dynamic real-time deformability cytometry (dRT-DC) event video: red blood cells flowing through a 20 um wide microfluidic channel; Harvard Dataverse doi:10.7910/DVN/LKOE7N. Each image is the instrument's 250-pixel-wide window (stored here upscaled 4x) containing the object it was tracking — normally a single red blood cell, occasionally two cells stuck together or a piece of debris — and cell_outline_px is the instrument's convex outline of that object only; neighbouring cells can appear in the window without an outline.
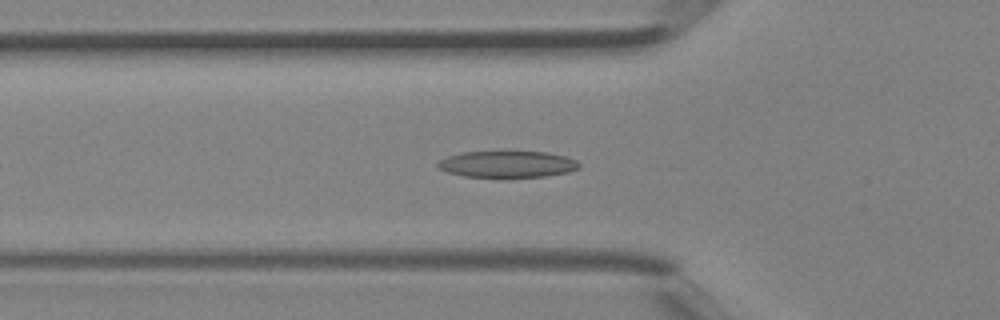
{"species": "Egyptian fruit bat (a non-hibernating species)", "species_latin": "Rousettus aegyptiacus", "temperature_condition": "room temperature", "stored_images_in_passage": 33, "camera_frame_rate_fps": 3000, "um_per_image_px": 0.085, "animal": {"sex": "female"}, "frame": {"image": 1, "passage_image": 8, "time_ms": 2.333, "image_size_px": [1000, 320], "cell_outline_px": [[580, 168], [568, 172], [544, 176], [464, 176], [448, 172], [440, 168], [436, 164], [440, 160], [448, 156], [460, 152], [548, 152], [564, 156], [576, 160], [580, 164]], "centroid_in_image_um": [43.14, 13.94], "position_along_channel_um": 82.7, "area_um2": 21.39}}
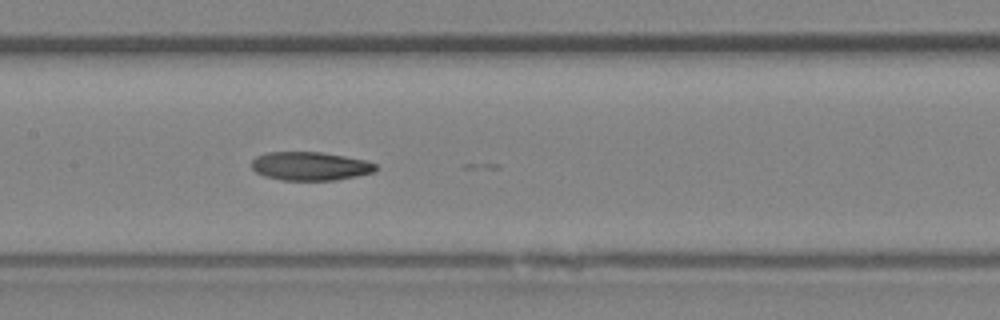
{"frame": {"image": 2, "passage_image": 14, "time_ms": 4.333, "image_size_px": [1000, 320], "cell_outline_px": [[376, 168], [372, 172], [356, 176], [336, 180], [280, 180], [264, 176], [256, 172], [252, 168], [252, 160], [256, 156], [268, 152], [320, 152], [344, 156], [364, 160], [376, 164]], "centroid_in_image_um": [26.32, 14.12], "position_along_channel_um": 181.1, "area_um2": 20.52}}
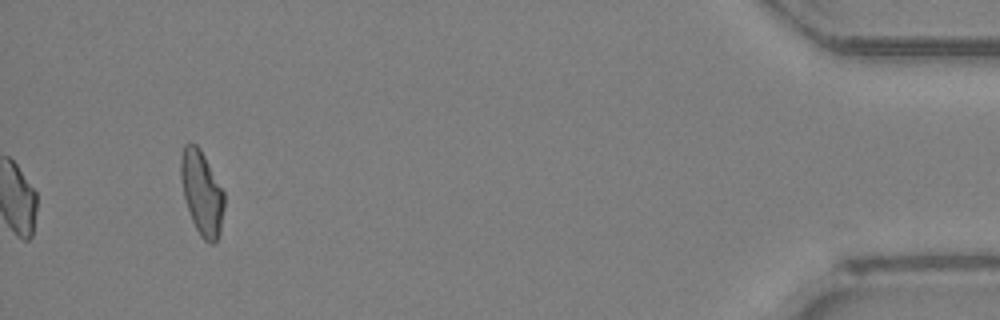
{"frame": {"image": 3, "passage_image": 33, "time_ms": 10.667, "image_size_px": [1000, 320], "cell_outline_px": [[224, 208], [220, 232], [216, 244], [208, 244], [200, 236], [192, 220], [184, 196], [180, 176], [180, 156], [184, 144], [196, 144], [200, 148], [224, 192]], "centroid_in_image_um": [17.15, 16.41], "position_along_channel_um": 418.0, "area_um2": 21.27}}